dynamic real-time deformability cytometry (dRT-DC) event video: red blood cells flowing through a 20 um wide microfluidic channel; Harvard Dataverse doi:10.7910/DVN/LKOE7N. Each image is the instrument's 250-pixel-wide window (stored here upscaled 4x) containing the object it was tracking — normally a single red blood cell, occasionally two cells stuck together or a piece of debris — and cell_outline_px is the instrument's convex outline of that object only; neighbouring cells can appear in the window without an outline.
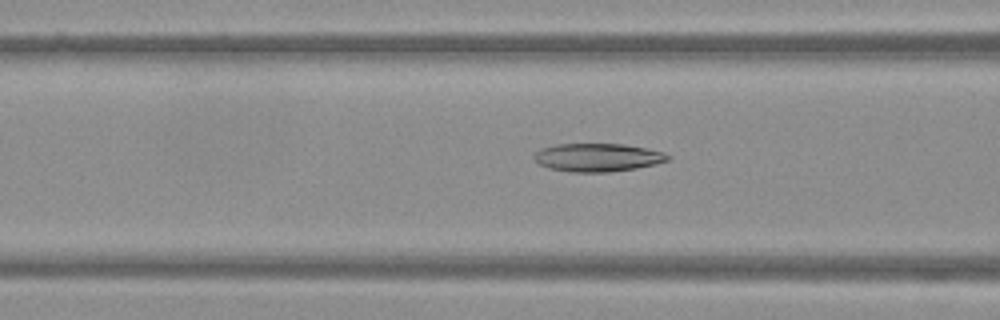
{"species": "Egyptian fruit bat (a non-hibernating species)", "species_latin": "Rousettus aegyptiacus", "temperature_condition": "warm", "stored_images_in_passage": 50, "camera_frame_rate_fps": 3000, "um_per_image_px": 0.085, "frame": {"image": 1, "passage_image": 20, "time_ms": 6.333, "image_size_px": [1000, 320], "cell_outline_px": [[672, 156], [668, 160], [656, 164], [636, 168], [608, 172], [572, 172], [548, 168], [540, 164], [532, 156], [540, 148], [556, 144], [624, 144], [648, 148], [664, 152]], "centroid_in_image_um": [50.81, 13.38], "position_along_channel_um": 115.8, "area_um2": 22.08}}
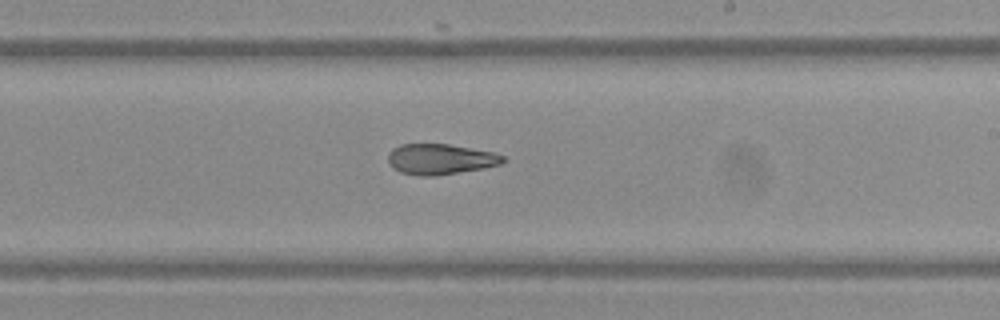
{"frame": {"image": 2, "passage_image": 30, "time_ms": 9.667, "image_size_px": [1000, 320], "cell_outline_px": [[504, 160], [500, 164], [484, 168], [436, 176], [420, 176], [400, 172], [392, 168], [388, 164], [388, 152], [392, 148], [400, 144], [448, 144], [496, 152], [504, 156]], "centroid_in_image_um": [37.4, 13.53], "position_along_channel_um": 251.6, "area_um2": 20.69}}
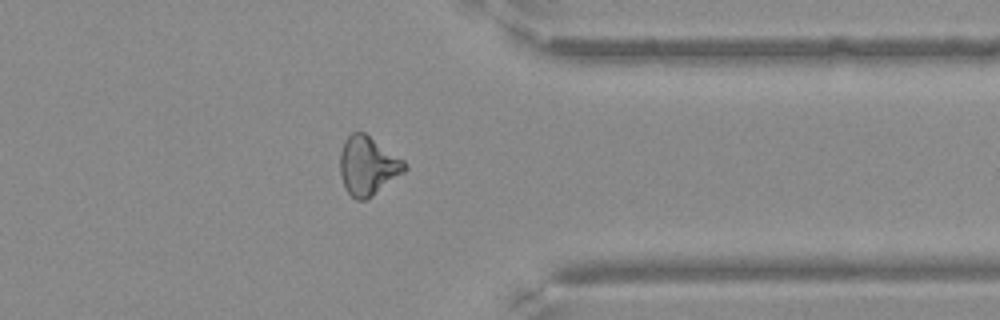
{"frame": {"image": 3, "passage_image": 40, "time_ms": 13.0, "image_size_px": [1000, 320], "cell_outline_px": [[408, 168], [404, 172], [372, 196], [364, 200], [356, 200], [344, 188], [340, 172], [340, 152], [344, 140], [352, 132], [364, 132], [404, 160], [408, 164]], "centroid_in_image_um": [31.26, 14.09], "position_along_channel_um": 380.1, "area_um2": 22.08}}